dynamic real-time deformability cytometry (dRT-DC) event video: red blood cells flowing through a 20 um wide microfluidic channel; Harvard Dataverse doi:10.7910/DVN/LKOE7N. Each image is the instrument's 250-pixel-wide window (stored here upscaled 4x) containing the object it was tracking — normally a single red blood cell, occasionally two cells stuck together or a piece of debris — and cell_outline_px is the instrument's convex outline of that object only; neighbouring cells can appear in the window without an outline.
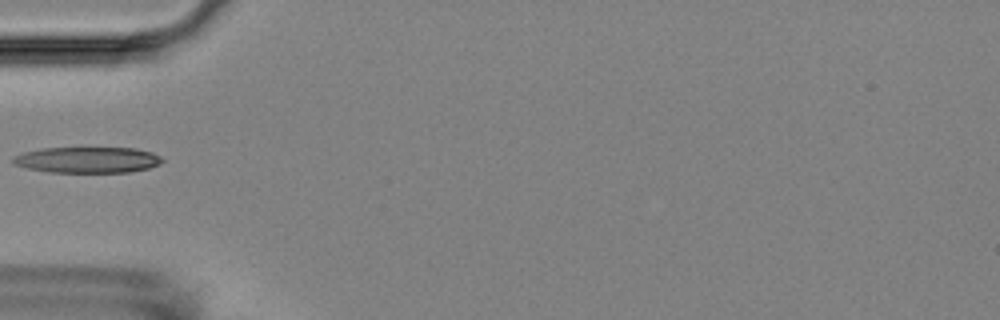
{"species": "Egyptian fruit bat (a non-hibernating species)", "species_latin": "Rousettus aegyptiacus", "temperature_condition": "room temperature", "stored_images_in_passage": 6, "camera_frame_rate_fps": 3000, "um_per_image_px": 0.085, "animal": {"sex": "female"}, "frame": {"image": 1, "passage_image": 5, "time_ms": 4.667, "image_size_px": [1000, 320], "cell_outline_px": [[164, 160], [160, 164], [148, 168], [128, 172], [48, 172], [28, 168], [12, 164], [12, 156], [24, 152], [40, 148], [136, 148], [152, 152], [160, 156]], "centroid_in_image_um": [7.42, 13.58], "position_along_channel_um": 77.6, "area_um2": 22.66}}